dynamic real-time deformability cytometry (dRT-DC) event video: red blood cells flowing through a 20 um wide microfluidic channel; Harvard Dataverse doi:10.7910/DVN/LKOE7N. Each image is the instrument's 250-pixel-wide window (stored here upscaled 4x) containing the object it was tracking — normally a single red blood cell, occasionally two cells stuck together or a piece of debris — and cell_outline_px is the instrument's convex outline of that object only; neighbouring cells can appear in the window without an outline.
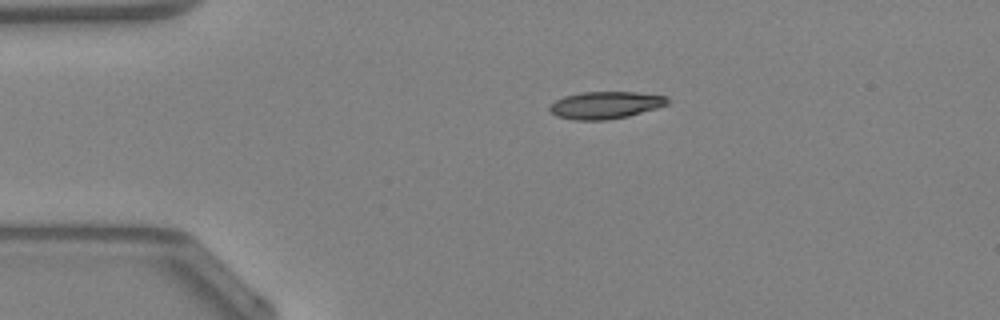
{"species": "Egyptian fruit bat (a non-hibernating species)", "species_latin": "Rousettus aegyptiacus", "temperature_condition": "warm", "stored_images_in_passage": 38, "camera_frame_rate_fps": 3000, "um_per_image_px": 0.085, "animal": {"sex": "female"}, "frame": {"image": 1, "passage_image": 1, "time_ms": 0.0, "image_size_px": [1000, 320], "cell_outline_px": [[672, 100], [668, 104], [656, 108], [628, 116], [608, 120], [576, 120], [556, 116], [548, 108], [556, 100], [564, 96], [580, 92], [636, 92], [668, 96]], "centroid_in_image_um": [51.5, 8.93], "position_along_channel_um": 33.5, "area_um2": 18.79}}
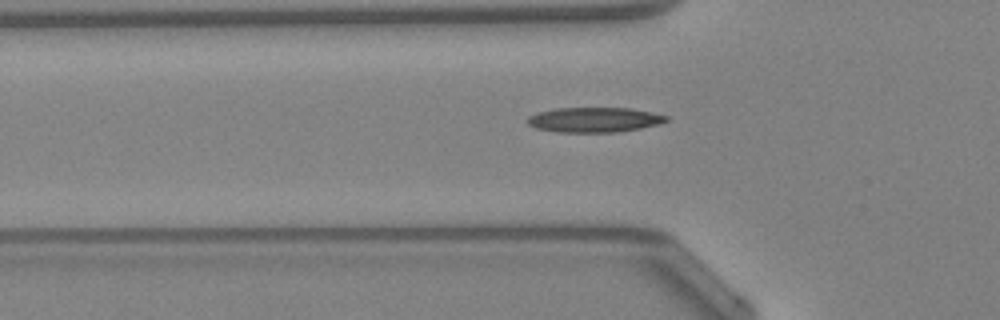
{"frame": {"image": 2, "passage_image": 7, "time_ms": 2.0, "image_size_px": [1000, 320], "cell_outline_px": [[668, 120], [660, 124], [640, 128], [616, 132], [560, 132], [536, 128], [528, 124], [528, 116], [536, 112], [552, 108], [628, 108], [652, 112], [668, 116]], "centroid_in_image_um": [50.5, 10.17], "position_along_channel_um": 75.3, "area_um2": 20.17}, "authors_computed_cell_mechanics": {"area_um2": 18.5827, "velocity_mm_per_s": 4.3254, "shape_relaxation_time_tau1_ms": 9.3089, "shape_relaxation_time_tau2_ms": null, "deformation_change_tau1": 0.1853, "deformation_change_tau2": null}}